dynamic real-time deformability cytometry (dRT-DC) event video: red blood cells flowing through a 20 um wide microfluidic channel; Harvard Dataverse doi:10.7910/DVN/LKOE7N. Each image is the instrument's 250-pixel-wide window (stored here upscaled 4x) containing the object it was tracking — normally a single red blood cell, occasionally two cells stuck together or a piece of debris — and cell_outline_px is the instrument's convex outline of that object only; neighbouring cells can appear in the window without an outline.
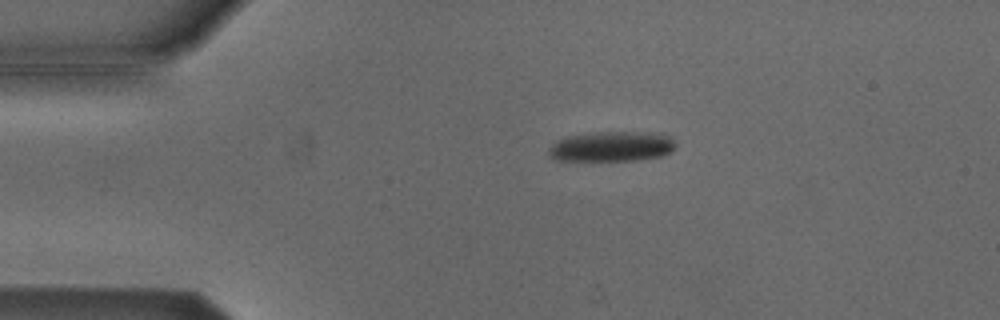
{"species": "Egyptian fruit bat (a non-hibernating species)", "species_latin": "Rousettus aegyptiacus", "temperature_condition": "cold", "stored_images_in_passage": 4, "camera_frame_rate_fps": 3000, "um_per_image_px": 0.085, "animal": {"sex": "male"}, "frame": {"image": 1, "passage_image": 3, "time_ms": 0.667, "image_size_px": [1000, 320], "cell_outline_px": [[676, 144], [668, 152], [660, 156], [636, 160], [556, 160], [548, 156], [548, 148], [552, 144], [568, 136], [600, 132], [624, 132], [672, 136]], "centroid_in_image_um": [51.93, 12.46], "position_along_channel_um": 33.1, "area_um2": 21.68}}